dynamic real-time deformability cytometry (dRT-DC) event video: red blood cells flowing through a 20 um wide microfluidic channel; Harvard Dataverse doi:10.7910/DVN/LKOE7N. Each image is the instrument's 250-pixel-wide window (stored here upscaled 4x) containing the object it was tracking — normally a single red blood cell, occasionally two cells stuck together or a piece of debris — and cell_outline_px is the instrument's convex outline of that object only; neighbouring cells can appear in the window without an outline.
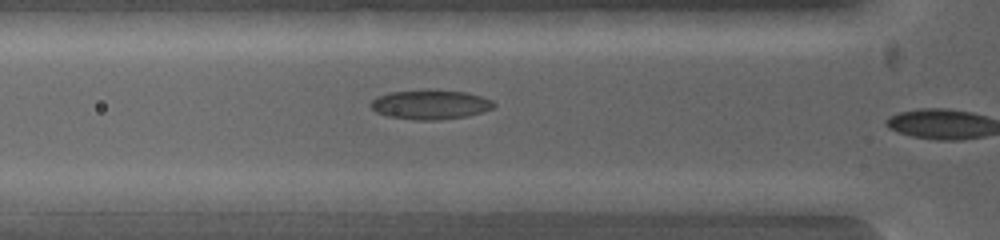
{"species": "common noctule bat (a hibernating species)", "species_latin": "Nyctalus noctula", "temperature_condition": "warm", "stored_images_in_passage": 2, "camera_frame_rate_fps": 5000, "um_per_image_px": 0.085, "animal": {"sex": "female", "body_mass_g": 19.0, "forearm_length_mm": 53.3}, "frame": {"image": 1, "passage_image": 2, "time_ms": 0.2, "image_size_px": [1000, 240], "cell_outline_px": [[784, 216], [772, 216], [688, 208], [676, 200], [688, 192], [752, 192], [784, 200]], "centroid_in_image_um": [62.43, 17.24], "position_along_channel_um": 63.4, "area_um2": 13.99}}